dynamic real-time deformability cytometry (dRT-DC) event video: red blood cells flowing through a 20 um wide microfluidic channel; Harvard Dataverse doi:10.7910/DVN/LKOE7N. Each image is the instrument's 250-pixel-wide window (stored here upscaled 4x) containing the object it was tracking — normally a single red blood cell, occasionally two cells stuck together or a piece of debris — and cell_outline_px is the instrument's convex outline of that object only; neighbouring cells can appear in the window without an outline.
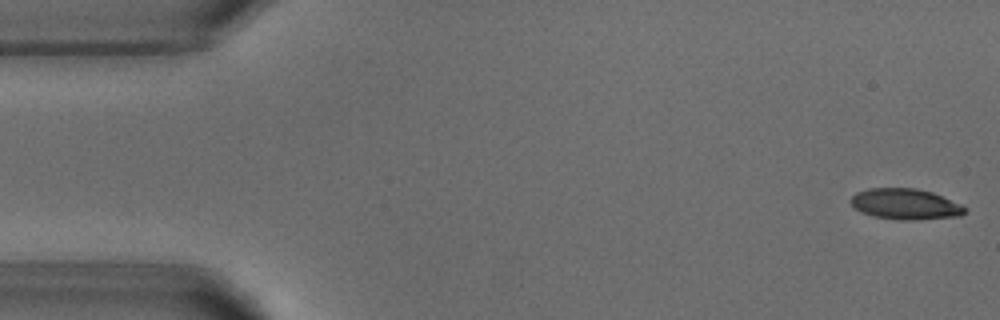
{"species": "common noctule bat (a hibernating species)", "species_latin": "Nyctalus noctula", "temperature_condition": "warm", "stored_images_in_passage": 51, "camera_frame_rate_fps": 3000, "um_per_image_px": 0.085, "animal": {"sex": "male", "body_mass_g": 18.8}, "frame": {"image": 1, "passage_image": 1, "time_ms": 0.0, "image_size_px": [1000, 320], "cell_outline_px": [[968, 208], [960, 216], [916, 220], [900, 220], [872, 216], [860, 212], [852, 208], [848, 200], [856, 192], [868, 188], [916, 188], [932, 192], [960, 204]], "centroid_in_image_um": [76.89, 17.35], "position_along_channel_um": 8.1, "area_um2": 20.75}}
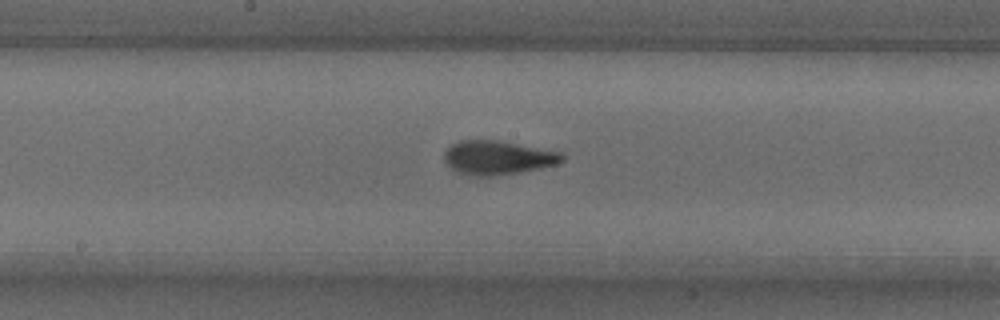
{"frame": {"image": 2, "passage_image": 26, "time_ms": 8.333, "image_size_px": [1000, 320], "cell_outline_px": [[564, 160], [556, 164], [540, 168], [492, 176], [476, 176], [460, 172], [452, 168], [444, 160], [444, 152], [452, 144], [460, 140], [500, 140], [560, 152], [564, 156]], "centroid_in_image_um": [42.3, 13.38], "position_along_channel_um": 205.9, "area_um2": 23.0}}
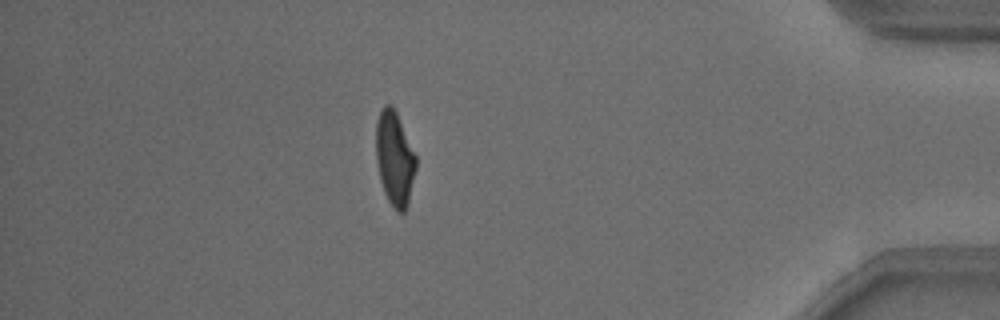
{"frame": {"image": 3, "passage_image": 45, "time_ms": 14.667, "image_size_px": [1000, 320], "cell_outline_px": [[416, 168], [408, 204], [404, 212], [396, 212], [388, 200], [384, 192], [380, 180], [376, 160], [376, 124], [380, 112], [384, 104], [392, 104], [396, 112], [416, 156]], "centroid_in_image_um": [33.53, 13.49], "position_along_channel_um": 401.7, "area_um2": 21.85}}